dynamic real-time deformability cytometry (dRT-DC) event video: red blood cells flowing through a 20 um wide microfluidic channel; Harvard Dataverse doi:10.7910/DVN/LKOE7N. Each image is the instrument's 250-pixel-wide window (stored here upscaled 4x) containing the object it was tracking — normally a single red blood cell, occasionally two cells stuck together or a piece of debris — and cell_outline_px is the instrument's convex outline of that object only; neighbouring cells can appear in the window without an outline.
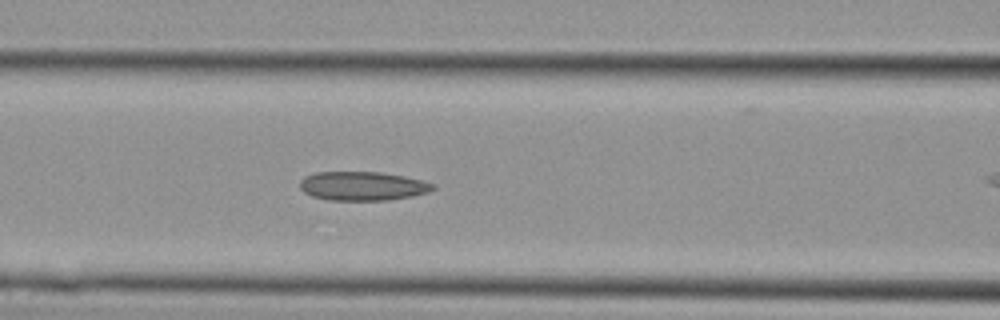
{"species": "Egyptian fruit bat (a non-hibernating species)", "species_latin": "Rousettus aegyptiacus", "temperature_condition": "cold", "stored_images_in_passage": 13, "camera_frame_rate_fps": 3000, "um_per_image_px": 0.085, "animal": {"sex": "female"}, "frame": {"image": 1, "passage_image": 8, "time_ms": 2.333, "image_size_px": [1000, 320], "cell_outline_px": [[436, 188], [428, 192], [412, 196], [388, 200], [328, 200], [312, 196], [304, 192], [300, 188], [300, 180], [304, 176], [316, 172], [380, 172], [404, 176], [436, 184]], "centroid_in_image_um": [30.81, 15.81], "position_along_channel_um": 135.8, "area_um2": 22.48}}
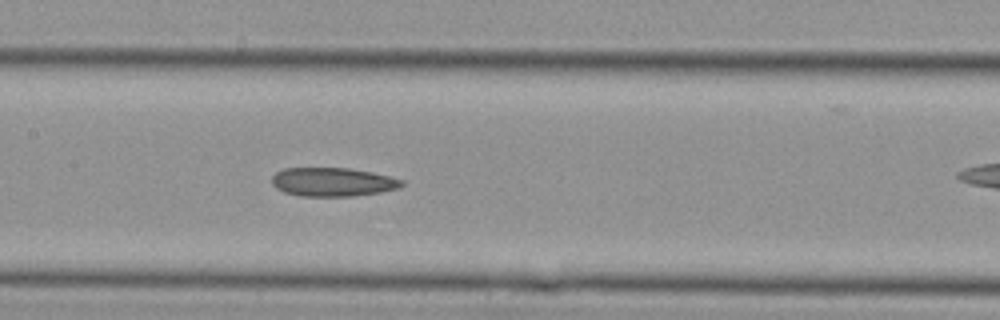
{"frame": {"image": 2, "passage_image": 10, "time_ms": 3.0, "image_size_px": [1000, 320], "cell_outline_px": [[404, 184], [400, 188], [380, 192], [352, 196], [300, 196], [284, 192], [276, 188], [272, 184], [272, 176], [276, 172], [284, 168], [348, 168], [372, 172], [392, 176], [404, 180]], "centroid_in_image_um": [28.3, 15.46], "position_along_channel_um": 179.1, "area_um2": 21.91}}